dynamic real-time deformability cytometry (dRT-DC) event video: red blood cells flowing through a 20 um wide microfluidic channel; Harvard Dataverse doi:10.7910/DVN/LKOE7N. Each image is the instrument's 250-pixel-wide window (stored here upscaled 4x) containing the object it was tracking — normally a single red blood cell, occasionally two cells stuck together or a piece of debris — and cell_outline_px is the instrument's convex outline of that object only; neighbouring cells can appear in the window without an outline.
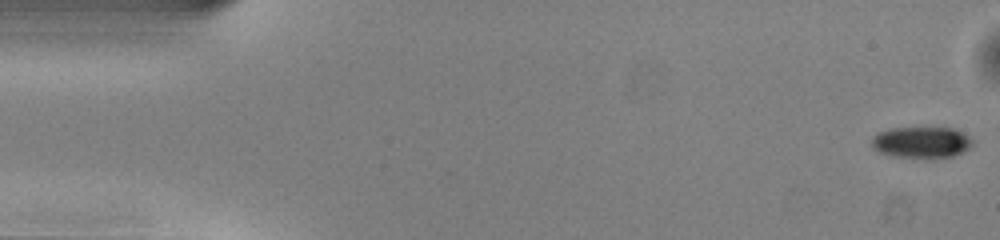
{"species": "common noctule bat (a hibernating species)", "species_latin": "Nyctalus noctula", "temperature_condition": "warm", "stored_images_in_passage": 51, "camera_frame_rate_fps": 3000, "um_per_image_px": 0.085, "animal": {"sex": "male", "body_mass_g": 13.0, "forearm_length_mm": 53.1}, "frame": {"image": 1, "passage_image": 1, "time_ms": 0.0, "image_size_px": [1000, 240], "cell_outline_px": [[972, 144], [968, 148], [952, 156], [932, 160], [888, 156], [876, 152], [872, 148], [872, 136], [876, 132], [888, 128], [952, 128], [968, 136], [972, 140]], "centroid_in_image_um": [78.23, 12.13], "position_along_channel_um": 6.8, "area_um2": 18.96}}
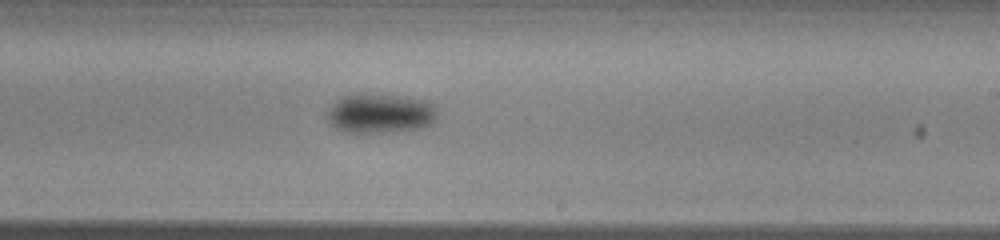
{"frame": {"image": 2, "passage_image": 30, "time_ms": 9.667, "image_size_px": [1000, 240], "cell_outline_px": [[436, 120], [432, 124], [420, 128], [388, 132], [348, 132], [336, 128], [328, 120], [328, 112], [332, 104], [336, 100], [352, 92], [364, 92], [408, 96], [428, 100], [436, 108]], "centroid_in_image_um": [32.35, 9.59], "position_along_channel_um": 256.7, "area_um2": 25.89}}
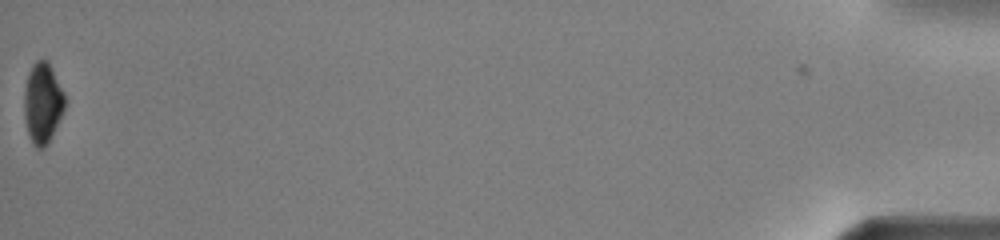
{"frame": {"image": 3, "passage_image": 51, "time_ms": 16.667, "image_size_px": [1000, 240], "cell_outline_px": [[64, 108], [48, 144], [44, 148], [36, 148], [32, 144], [28, 136], [24, 116], [24, 92], [28, 72], [32, 64], [36, 60], [48, 60], [64, 92]], "centroid_in_image_um": [3.6, 8.76], "position_along_channel_um": 431.6, "area_um2": 19.13}, "authors_computed_cell_mechanics": {"area_um2": 22.7154, "velocity_mm_per_s": 4.0426, "shape_relaxation_time_tau1_ms": 2.444, "shape_relaxation_time_tau2_ms": null, "deformation_change_tau1": 0.0837, "deformation_change_tau2": null}}